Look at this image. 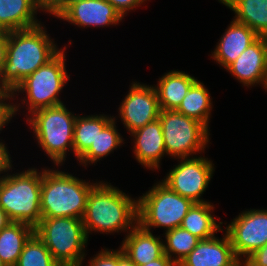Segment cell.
<instances>
[{
	"label": "cell",
	"mask_w": 267,
	"mask_h": 266,
	"mask_svg": "<svg viewBox=\"0 0 267 266\" xmlns=\"http://www.w3.org/2000/svg\"><path fill=\"white\" fill-rule=\"evenodd\" d=\"M46 30L44 24H40L30 29L7 32V56L0 74V88L13 91L62 49Z\"/></svg>",
	"instance_id": "2"
},
{
	"label": "cell",
	"mask_w": 267,
	"mask_h": 266,
	"mask_svg": "<svg viewBox=\"0 0 267 266\" xmlns=\"http://www.w3.org/2000/svg\"><path fill=\"white\" fill-rule=\"evenodd\" d=\"M198 156L179 158L177 165H173L160 181L170 190L194 203H206L210 201H206L202 196L211 182L215 164L210 158L199 154Z\"/></svg>",
	"instance_id": "10"
},
{
	"label": "cell",
	"mask_w": 267,
	"mask_h": 266,
	"mask_svg": "<svg viewBox=\"0 0 267 266\" xmlns=\"http://www.w3.org/2000/svg\"><path fill=\"white\" fill-rule=\"evenodd\" d=\"M87 263L88 266H117V249L101 248Z\"/></svg>",
	"instance_id": "31"
},
{
	"label": "cell",
	"mask_w": 267,
	"mask_h": 266,
	"mask_svg": "<svg viewBox=\"0 0 267 266\" xmlns=\"http://www.w3.org/2000/svg\"><path fill=\"white\" fill-rule=\"evenodd\" d=\"M38 13L52 15L57 18L66 8L67 0H34Z\"/></svg>",
	"instance_id": "30"
},
{
	"label": "cell",
	"mask_w": 267,
	"mask_h": 266,
	"mask_svg": "<svg viewBox=\"0 0 267 266\" xmlns=\"http://www.w3.org/2000/svg\"><path fill=\"white\" fill-rule=\"evenodd\" d=\"M195 203L156 181L142 196L137 198L138 224L153 232L156 227L164 232L180 227L183 218ZM153 227V228H152Z\"/></svg>",
	"instance_id": "8"
},
{
	"label": "cell",
	"mask_w": 267,
	"mask_h": 266,
	"mask_svg": "<svg viewBox=\"0 0 267 266\" xmlns=\"http://www.w3.org/2000/svg\"><path fill=\"white\" fill-rule=\"evenodd\" d=\"M66 45L45 65L38 68L35 72L21 81L13 90L14 101L19 100V93L25 96L14 103L15 117L21 107L26 112V118L36 110L48 107H54L64 104L59 97L63 88L70 80V76L66 70ZM17 98V99H16ZM60 98V99H59ZM18 103V104H17ZM23 106H22V105ZM26 105V106H24Z\"/></svg>",
	"instance_id": "4"
},
{
	"label": "cell",
	"mask_w": 267,
	"mask_h": 266,
	"mask_svg": "<svg viewBox=\"0 0 267 266\" xmlns=\"http://www.w3.org/2000/svg\"><path fill=\"white\" fill-rule=\"evenodd\" d=\"M106 1H108L111 5H113L114 8L124 18L128 15V13H130L133 10H136V8L142 7L141 5L145 4V2L149 0H106Z\"/></svg>",
	"instance_id": "32"
},
{
	"label": "cell",
	"mask_w": 267,
	"mask_h": 266,
	"mask_svg": "<svg viewBox=\"0 0 267 266\" xmlns=\"http://www.w3.org/2000/svg\"><path fill=\"white\" fill-rule=\"evenodd\" d=\"M196 80L192 74L178 69L165 72L159 77L154 88L161 110H176Z\"/></svg>",
	"instance_id": "19"
},
{
	"label": "cell",
	"mask_w": 267,
	"mask_h": 266,
	"mask_svg": "<svg viewBox=\"0 0 267 266\" xmlns=\"http://www.w3.org/2000/svg\"><path fill=\"white\" fill-rule=\"evenodd\" d=\"M213 101L209 89L198 79L192 84L176 111L194 118L210 130Z\"/></svg>",
	"instance_id": "25"
},
{
	"label": "cell",
	"mask_w": 267,
	"mask_h": 266,
	"mask_svg": "<svg viewBox=\"0 0 267 266\" xmlns=\"http://www.w3.org/2000/svg\"><path fill=\"white\" fill-rule=\"evenodd\" d=\"M7 56V32L0 34V74L4 68Z\"/></svg>",
	"instance_id": "35"
},
{
	"label": "cell",
	"mask_w": 267,
	"mask_h": 266,
	"mask_svg": "<svg viewBox=\"0 0 267 266\" xmlns=\"http://www.w3.org/2000/svg\"><path fill=\"white\" fill-rule=\"evenodd\" d=\"M264 89H265V92L267 91V74H266V82H265V87H264Z\"/></svg>",
	"instance_id": "40"
},
{
	"label": "cell",
	"mask_w": 267,
	"mask_h": 266,
	"mask_svg": "<svg viewBox=\"0 0 267 266\" xmlns=\"http://www.w3.org/2000/svg\"><path fill=\"white\" fill-rule=\"evenodd\" d=\"M122 99L118 115L128 134L159 118L161 108L153 85L132 81Z\"/></svg>",
	"instance_id": "12"
},
{
	"label": "cell",
	"mask_w": 267,
	"mask_h": 266,
	"mask_svg": "<svg viewBox=\"0 0 267 266\" xmlns=\"http://www.w3.org/2000/svg\"><path fill=\"white\" fill-rule=\"evenodd\" d=\"M243 266H267V244L257 249L243 262Z\"/></svg>",
	"instance_id": "34"
},
{
	"label": "cell",
	"mask_w": 267,
	"mask_h": 266,
	"mask_svg": "<svg viewBox=\"0 0 267 266\" xmlns=\"http://www.w3.org/2000/svg\"><path fill=\"white\" fill-rule=\"evenodd\" d=\"M6 145L5 141L0 139V180L8 175L10 170L15 169L12 168L14 164H12L13 161Z\"/></svg>",
	"instance_id": "33"
},
{
	"label": "cell",
	"mask_w": 267,
	"mask_h": 266,
	"mask_svg": "<svg viewBox=\"0 0 267 266\" xmlns=\"http://www.w3.org/2000/svg\"><path fill=\"white\" fill-rule=\"evenodd\" d=\"M164 235V253L178 265L200 241L199 238L183 229L181 226L168 230Z\"/></svg>",
	"instance_id": "27"
},
{
	"label": "cell",
	"mask_w": 267,
	"mask_h": 266,
	"mask_svg": "<svg viewBox=\"0 0 267 266\" xmlns=\"http://www.w3.org/2000/svg\"><path fill=\"white\" fill-rule=\"evenodd\" d=\"M234 20L251 28L258 36L267 37V0H224Z\"/></svg>",
	"instance_id": "22"
},
{
	"label": "cell",
	"mask_w": 267,
	"mask_h": 266,
	"mask_svg": "<svg viewBox=\"0 0 267 266\" xmlns=\"http://www.w3.org/2000/svg\"><path fill=\"white\" fill-rule=\"evenodd\" d=\"M166 155L173 159L196 157L209 147L210 130L198 120L176 110H161L159 118ZM194 155V156H193Z\"/></svg>",
	"instance_id": "9"
},
{
	"label": "cell",
	"mask_w": 267,
	"mask_h": 266,
	"mask_svg": "<svg viewBox=\"0 0 267 266\" xmlns=\"http://www.w3.org/2000/svg\"><path fill=\"white\" fill-rule=\"evenodd\" d=\"M76 117L65 104H61L36 110L26 119L38 147H41L54 166H63L68 152L74 155L73 132Z\"/></svg>",
	"instance_id": "5"
},
{
	"label": "cell",
	"mask_w": 267,
	"mask_h": 266,
	"mask_svg": "<svg viewBox=\"0 0 267 266\" xmlns=\"http://www.w3.org/2000/svg\"><path fill=\"white\" fill-rule=\"evenodd\" d=\"M0 180V206L13 222L36 227L42 219L40 196L42 170L31 167Z\"/></svg>",
	"instance_id": "6"
},
{
	"label": "cell",
	"mask_w": 267,
	"mask_h": 266,
	"mask_svg": "<svg viewBox=\"0 0 267 266\" xmlns=\"http://www.w3.org/2000/svg\"><path fill=\"white\" fill-rule=\"evenodd\" d=\"M12 99H14L12 90L0 88V134L2 129L15 117L14 103H12L14 100Z\"/></svg>",
	"instance_id": "29"
},
{
	"label": "cell",
	"mask_w": 267,
	"mask_h": 266,
	"mask_svg": "<svg viewBox=\"0 0 267 266\" xmlns=\"http://www.w3.org/2000/svg\"><path fill=\"white\" fill-rule=\"evenodd\" d=\"M76 1H80V0H67V7L71 4L74 3Z\"/></svg>",
	"instance_id": "39"
},
{
	"label": "cell",
	"mask_w": 267,
	"mask_h": 266,
	"mask_svg": "<svg viewBox=\"0 0 267 266\" xmlns=\"http://www.w3.org/2000/svg\"><path fill=\"white\" fill-rule=\"evenodd\" d=\"M119 246L127 257L137 266L160 258L164 254L161 236L143 229L137 224L125 237Z\"/></svg>",
	"instance_id": "18"
},
{
	"label": "cell",
	"mask_w": 267,
	"mask_h": 266,
	"mask_svg": "<svg viewBox=\"0 0 267 266\" xmlns=\"http://www.w3.org/2000/svg\"><path fill=\"white\" fill-rule=\"evenodd\" d=\"M0 266H6V264L1 260V257H0Z\"/></svg>",
	"instance_id": "41"
},
{
	"label": "cell",
	"mask_w": 267,
	"mask_h": 266,
	"mask_svg": "<svg viewBox=\"0 0 267 266\" xmlns=\"http://www.w3.org/2000/svg\"><path fill=\"white\" fill-rule=\"evenodd\" d=\"M10 222H12L3 208L0 206V231L6 227Z\"/></svg>",
	"instance_id": "38"
},
{
	"label": "cell",
	"mask_w": 267,
	"mask_h": 266,
	"mask_svg": "<svg viewBox=\"0 0 267 266\" xmlns=\"http://www.w3.org/2000/svg\"><path fill=\"white\" fill-rule=\"evenodd\" d=\"M35 234L60 266H83L88 238L82 219L42 218L35 227Z\"/></svg>",
	"instance_id": "7"
},
{
	"label": "cell",
	"mask_w": 267,
	"mask_h": 266,
	"mask_svg": "<svg viewBox=\"0 0 267 266\" xmlns=\"http://www.w3.org/2000/svg\"><path fill=\"white\" fill-rule=\"evenodd\" d=\"M242 87L250 89L258 84L265 87L267 74V37L259 36L226 69Z\"/></svg>",
	"instance_id": "14"
},
{
	"label": "cell",
	"mask_w": 267,
	"mask_h": 266,
	"mask_svg": "<svg viewBox=\"0 0 267 266\" xmlns=\"http://www.w3.org/2000/svg\"><path fill=\"white\" fill-rule=\"evenodd\" d=\"M258 37L247 25L233 19L210 56L219 66L226 69Z\"/></svg>",
	"instance_id": "17"
},
{
	"label": "cell",
	"mask_w": 267,
	"mask_h": 266,
	"mask_svg": "<svg viewBox=\"0 0 267 266\" xmlns=\"http://www.w3.org/2000/svg\"><path fill=\"white\" fill-rule=\"evenodd\" d=\"M41 169L40 210L42 218L82 219L86 210L88 194L96 183L79 179L59 168L43 167Z\"/></svg>",
	"instance_id": "3"
},
{
	"label": "cell",
	"mask_w": 267,
	"mask_h": 266,
	"mask_svg": "<svg viewBox=\"0 0 267 266\" xmlns=\"http://www.w3.org/2000/svg\"><path fill=\"white\" fill-rule=\"evenodd\" d=\"M141 266H178L165 253L158 259Z\"/></svg>",
	"instance_id": "36"
},
{
	"label": "cell",
	"mask_w": 267,
	"mask_h": 266,
	"mask_svg": "<svg viewBox=\"0 0 267 266\" xmlns=\"http://www.w3.org/2000/svg\"><path fill=\"white\" fill-rule=\"evenodd\" d=\"M35 228L21 222H10L0 231V257L6 266H15L19 255Z\"/></svg>",
	"instance_id": "24"
},
{
	"label": "cell",
	"mask_w": 267,
	"mask_h": 266,
	"mask_svg": "<svg viewBox=\"0 0 267 266\" xmlns=\"http://www.w3.org/2000/svg\"><path fill=\"white\" fill-rule=\"evenodd\" d=\"M237 216V217H236ZM224 227L234 254L242 263L253 252L267 244V209L241 211Z\"/></svg>",
	"instance_id": "11"
},
{
	"label": "cell",
	"mask_w": 267,
	"mask_h": 266,
	"mask_svg": "<svg viewBox=\"0 0 267 266\" xmlns=\"http://www.w3.org/2000/svg\"><path fill=\"white\" fill-rule=\"evenodd\" d=\"M117 120L113 119L98 133L95 143H92L89 149L77 160L80 166L96 165L97 162L110 155V153H114V150H117L118 147L120 149L122 144H125L122 134L118 132Z\"/></svg>",
	"instance_id": "26"
},
{
	"label": "cell",
	"mask_w": 267,
	"mask_h": 266,
	"mask_svg": "<svg viewBox=\"0 0 267 266\" xmlns=\"http://www.w3.org/2000/svg\"><path fill=\"white\" fill-rule=\"evenodd\" d=\"M82 222L87 238L93 231L127 235L138 224L137 197L132 198L110 182L96 179L87 197Z\"/></svg>",
	"instance_id": "1"
},
{
	"label": "cell",
	"mask_w": 267,
	"mask_h": 266,
	"mask_svg": "<svg viewBox=\"0 0 267 266\" xmlns=\"http://www.w3.org/2000/svg\"><path fill=\"white\" fill-rule=\"evenodd\" d=\"M135 160L151 171L160 170L162 157L167 156L160 120L157 119L130 133ZM160 167V168H159Z\"/></svg>",
	"instance_id": "15"
},
{
	"label": "cell",
	"mask_w": 267,
	"mask_h": 266,
	"mask_svg": "<svg viewBox=\"0 0 267 266\" xmlns=\"http://www.w3.org/2000/svg\"><path fill=\"white\" fill-rule=\"evenodd\" d=\"M57 19L84 29L120 25L124 18L106 0H80L71 3Z\"/></svg>",
	"instance_id": "13"
},
{
	"label": "cell",
	"mask_w": 267,
	"mask_h": 266,
	"mask_svg": "<svg viewBox=\"0 0 267 266\" xmlns=\"http://www.w3.org/2000/svg\"><path fill=\"white\" fill-rule=\"evenodd\" d=\"M15 266H60L43 241L34 233L24 245Z\"/></svg>",
	"instance_id": "28"
},
{
	"label": "cell",
	"mask_w": 267,
	"mask_h": 266,
	"mask_svg": "<svg viewBox=\"0 0 267 266\" xmlns=\"http://www.w3.org/2000/svg\"><path fill=\"white\" fill-rule=\"evenodd\" d=\"M222 232L221 238L216 235L200 240L178 266H240L242 263L236 258L224 228Z\"/></svg>",
	"instance_id": "16"
},
{
	"label": "cell",
	"mask_w": 267,
	"mask_h": 266,
	"mask_svg": "<svg viewBox=\"0 0 267 266\" xmlns=\"http://www.w3.org/2000/svg\"><path fill=\"white\" fill-rule=\"evenodd\" d=\"M37 12L34 0H0V31L25 30L42 24Z\"/></svg>",
	"instance_id": "20"
},
{
	"label": "cell",
	"mask_w": 267,
	"mask_h": 266,
	"mask_svg": "<svg viewBox=\"0 0 267 266\" xmlns=\"http://www.w3.org/2000/svg\"><path fill=\"white\" fill-rule=\"evenodd\" d=\"M113 119L114 116L107 114H77L73 132V149L76 160L89 149L92 143H95L98 133H100Z\"/></svg>",
	"instance_id": "23"
},
{
	"label": "cell",
	"mask_w": 267,
	"mask_h": 266,
	"mask_svg": "<svg viewBox=\"0 0 267 266\" xmlns=\"http://www.w3.org/2000/svg\"><path fill=\"white\" fill-rule=\"evenodd\" d=\"M214 208L212 202L195 203L183 218L181 227L200 240L214 237L223 229V222H217L214 216Z\"/></svg>",
	"instance_id": "21"
},
{
	"label": "cell",
	"mask_w": 267,
	"mask_h": 266,
	"mask_svg": "<svg viewBox=\"0 0 267 266\" xmlns=\"http://www.w3.org/2000/svg\"><path fill=\"white\" fill-rule=\"evenodd\" d=\"M118 248L119 249H117V266H137L127 257V255L120 247Z\"/></svg>",
	"instance_id": "37"
}]
</instances>
